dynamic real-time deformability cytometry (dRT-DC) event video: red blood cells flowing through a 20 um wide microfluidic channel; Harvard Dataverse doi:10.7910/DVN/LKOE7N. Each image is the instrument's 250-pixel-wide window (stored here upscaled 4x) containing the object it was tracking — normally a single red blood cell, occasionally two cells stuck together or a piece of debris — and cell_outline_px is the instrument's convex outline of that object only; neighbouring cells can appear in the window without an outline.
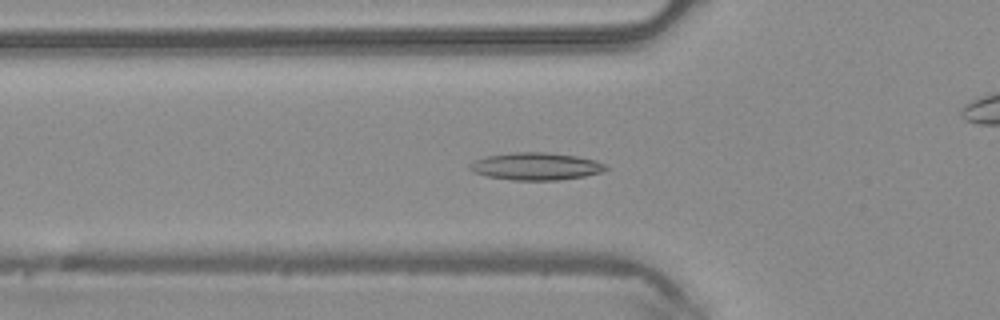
{"species": "common noctule bat (a hibernating species)", "species_latin": "Nyctalus noctula", "temperature_condition": "warm", "stored_images_in_passage": 50, "camera_frame_rate_fps": 3000, "um_per_image_px": 0.085, "animal": {"sex": "male", "body_mass_g": 20.4}, "frame": {"image": 1, "passage_image": 17, "time_ms": 5.333, "image_size_px": [1000, 320], "cell_outline_px": [[612, 168], [600, 172], [584, 176], [560, 180], [512, 180], [488, 176], [472, 172], [468, 168], [468, 164], [472, 160], [488, 156], [512, 152], [544, 152], [576, 156], [596, 160], [608, 164]], "centroid_in_image_um": [45.57, 14.13], "position_along_channel_um": 80.2, "area_um2": 21.96}}
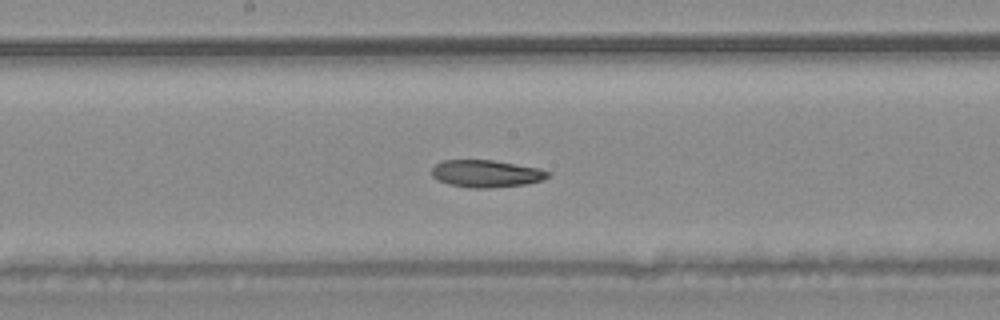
{"frame": {"image": 2, "passage_image": 26, "time_ms": 8.333, "image_size_px": [1000, 320], "cell_outline_px": [[552, 172], [548, 176], [540, 180], [528, 184], [488, 188], [468, 188], [448, 184], [436, 180], [432, 176], [432, 168], [436, 164], [444, 160], [492, 160], [536, 168]], "centroid_in_image_um": [41.28, 14.77], "position_along_channel_um": 206.9, "area_um2": 18.38}}
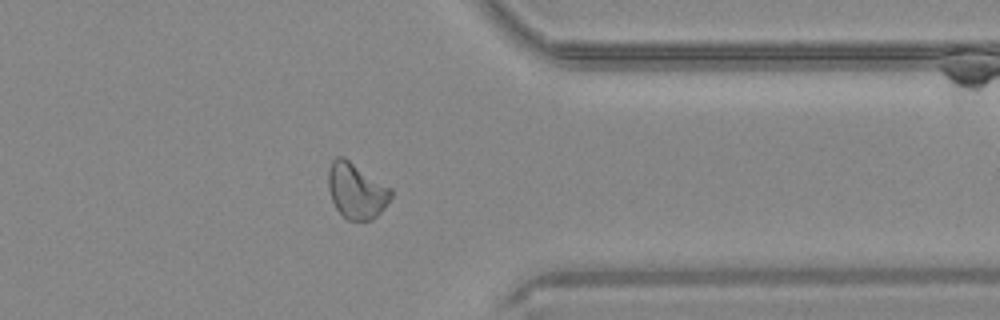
{"frame": {"image": 3, "passage_image": 39, "time_ms": 12.667, "image_size_px": [1000, 320], "cell_outline_px": [[392, 196], [384, 208], [372, 220], [348, 220], [336, 208], [332, 200], [328, 188], [328, 168], [332, 160], [336, 156], [344, 156], [392, 188]], "centroid_in_image_um": [30.29, 16.18], "position_along_channel_um": 381.1, "area_um2": 20.46}, "authors_computed_cell_mechanics": {"area_um2": 20.5768, "velocity_mm_per_s": 4.1957, "shape_relaxation_time_tau1_ms": null, "shape_relaxation_time_tau2_ms": 8.9411, "deformation_change_tau1": null, "deformation_change_tau2": 0.1767}}